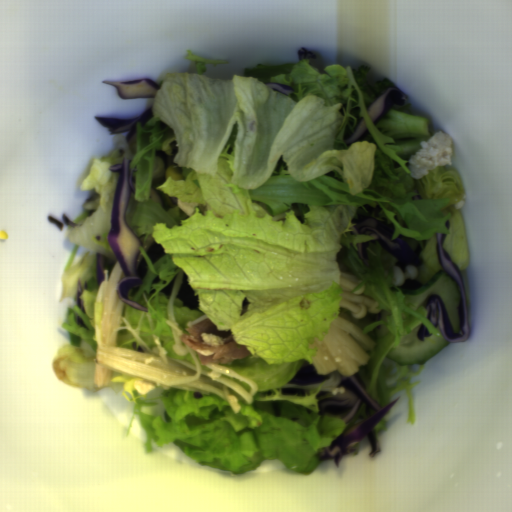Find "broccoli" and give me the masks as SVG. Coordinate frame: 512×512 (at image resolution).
I'll list each match as a JSON object with an SVG mask.
<instances>
[{
  "label": "broccoli",
  "mask_w": 512,
  "mask_h": 512,
  "mask_svg": "<svg viewBox=\"0 0 512 512\" xmlns=\"http://www.w3.org/2000/svg\"><path fill=\"white\" fill-rule=\"evenodd\" d=\"M353 77L361 90L367 111L380 95L388 89H394L388 106L373 124L381 135L394 139V142L384 144V147L401 155L412 154L422 149V141H428L432 132L430 120L395 110V106H402L405 103L402 92L387 79L374 80L370 66L363 65L359 69H354Z\"/></svg>",
  "instance_id": "broccoli-1"
}]
</instances>
